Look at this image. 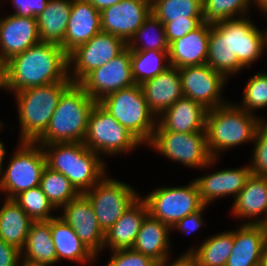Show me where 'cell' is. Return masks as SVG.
Returning <instances> with one entry per match:
<instances>
[{"label": "cell", "mask_w": 267, "mask_h": 266, "mask_svg": "<svg viewBox=\"0 0 267 266\" xmlns=\"http://www.w3.org/2000/svg\"><path fill=\"white\" fill-rule=\"evenodd\" d=\"M71 81L68 54L52 42H39L4 64L2 92L18 91L55 82Z\"/></svg>", "instance_id": "cell-1"}, {"label": "cell", "mask_w": 267, "mask_h": 266, "mask_svg": "<svg viewBox=\"0 0 267 266\" xmlns=\"http://www.w3.org/2000/svg\"><path fill=\"white\" fill-rule=\"evenodd\" d=\"M262 120L240 108L234 100L207 111L205 133L212 158H222L228 151L252 145Z\"/></svg>", "instance_id": "cell-2"}, {"label": "cell", "mask_w": 267, "mask_h": 266, "mask_svg": "<svg viewBox=\"0 0 267 266\" xmlns=\"http://www.w3.org/2000/svg\"><path fill=\"white\" fill-rule=\"evenodd\" d=\"M46 166L68 178L81 194L93 188L110 170L106 161L83 142L41 145Z\"/></svg>", "instance_id": "cell-3"}, {"label": "cell", "mask_w": 267, "mask_h": 266, "mask_svg": "<svg viewBox=\"0 0 267 266\" xmlns=\"http://www.w3.org/2000/svg\"><path fill=\"white\" fill-rule=\"evenodd\" d=\"M62 81L31 87L14 93L17 108L18 141L36 142L47 130L62 93L72 84ZM19 125V126H18Z\"/></svg>", "instance_id": "cell-4"}, {"label": "cell", "mask_w": 267, "mask_h": 266, "mask_svg": "<svg viewBox=\"0 0 267 266\" xmlns=\"http://www.w3.org/2000/svg\"><path fill=\"white\" fill-rule=\"evenodd\" d=\"M95 104L96 101L78 83H72L62 93L47 130L36 143L83 142Z\"/></svg>", "instance_id": "cell-5"}, {"label": "cell", "mask_w": 267, "mask_h": 266, "mask_svg": "<svg viewBox=\"0 0 267 266\" xmlns=\"http://www.w3.org/2000/svg\"><path fill=\"white\" fill-rule=\"evenodd\" d=\"M15 146L16 149H13L11 154L7 153L8 159L0 172V197L7 199H13L22 191L39 186L46 167L41 145L36 142L17 141Z\"/></svg>", "instance_id": "cell-6"}, {"label": "cell", "mask_w": 267, "mask_h": 266, "mask_svg": "<svg viewBox=\"0 0 267 266\" xmlns=\"http://www.w3.org/2000/svg\"><path fill=\"white\" fill-rule=\"evenodd\" d=\"M98 103L144 147L149 143L156 128L157 118L149 110L139 84L110 93Z\"/></svg>", "instance_id": "cell-7"}, {"label": "cell", "mask_w": 267, "mask_h": 266, "mask_svg": "<svg viewBox=\"0 0 267 266\" xmlns=\"http://www.w3.org/2000/svg\"><path fill=\"white\" fill-rule=\"evenodd\" d=\"M83 143L104 160L128 156L144 146L98 102L90 112Z\"/></svg>", "instance_id": "cell-8"}, {"label": "cell", "mask_w": 267, "mask_h": 266, "mask_svg": "<svg viewBox=\"0 0 267 266\" xmlns=\"http://www.w3.org/2000/svg\"><path fill=\"white\" fill-rule=\"evenodd\" d=\"M145 148L161 155L168 162L195 171H201L212 159L205 132L154 131Z\"/></svg>", "instance_id": "cell-9"}, {"label": "cell", "mask_w": 267, "mask_h": 266, "mask_svg": "<svg viewBox=\"0 0 267 266\" xmlns=\"http://www.w3.org/2000/svg\"><path fill=\"white\" fill-rule=\"evenodd\" d=\"M158 185L150 193H141L140 197L146 202L149 214L170 228L204 206L193 179L182 186Z\"/></svg>", "instance_id": "cell-10"}, {"label": "cell", "mask_w": 267, "mask_h": 266, "mask_svg": "<svg viewBox=\"0 0 267 266\" xmlns=\"http://www.w3.org/2000/svg\"><path fill=\"white\" fill-rule=\"evenodd\" d=\"M109 172L83 194L89 199L100 228L106 233L141 196L137 187L114 178Z\"/></svg>", "instance_id": "cell-11"}, {"label": "cell", "mask_w": 267, "mask_h": 266, "mask_svg": "<svg viewBox=\"0 0 267 266\" xmlns=\"http://www.w3.org/2000/svg\"><path fill=\"white\" fill-rule=\"evenodd\" d=\"M126 47L127 43L118 36L103 31L97 33L68 55L70 80L79 83L88 73L105 65Z\"/></svg>", "instance_id": "cell-12"}, {"label": "cell", "mask_w": 267, "mask_h": 266, "mask_svg": "<svg viewBox=\"0 0 267 266\" xmlns=\"http://www.w3.org/2000/svg\"><path fill=\"white\" fill-rule=\"evenodd\" d=\"M220 158H212L201 171L208 172L200 175L193 180L195 181L200 199L204 205L211 206L214 202L226 198L234 199L245 186L247 179L251 176V169L248 164L235 168H218ZM214 167V168H212ZM218 169H216V168ZM211 168V170H210ZM208 169V170H207ZM214 171H213V170ZM210 170V171H209Z\"/></svg>", "instance_id": "cell-13"}, {"label": "cell", "mask_w": 267, "mask_h": 266, "mask_svg": "<svg viewBox=\"0 0 267 266\" xmlns=\"http://www.w3.org/2000/svg\"><path fill=\"white\" fill-rule=\"evenodd\" d=\"M179 74L183 96L203 105L206 109H214L231 100L223 95L229 80L207 63L179 68Z\"/></svg>", "instance_id": "cell-14"}, {"label": "cell", "mask_w": 267, "mask_h": 266, "mask_svg": "<svg viewBox=\"0 0 267 266\" xmlns=\"http://www.w3.org/2000/svg\"><path fill=\"white\" fill-rule=\"evenodd\" d=\"M251 15L215 23L228 36L233 55L247 69H252L266 53L264 29L256 25Z\"/></svg>", "instance_id": "cell-15"}, {"label": "cell", "mask_w": 267, "mask_h": 266, "mask_svg": "<svg viewBox=\"0 0 267 266\" xmlns=\"http://www.w3.org/2000/svg\"><path fill=\"white\" fill-rule=\"evenodd\" d=\"M78 84L96 102L110 93L133 86L131 50L126 47L105 65L88 73Z\"/></svg>", "instance_id": "cell-16"}, {"label": "cell", "mask_w": 267, "mask_h": 266, "mask_svg": "<svg viewBox=\"0 0 267 266\" xmlns=\"http://www.w3.org/2000/svg\"><path fill=\"white\" fill-rule=\"evenodd\" d=\"M58 216L96 256L103 252L105 232L100 228L93 207L83 193L61 207Z\"/></svg>", "instance_id": "cell-17"}, {"label": "cell", "mask_w": 267, "mask_h": 266, "mask_svg": "<svg viewBox=\"0 0 267 266\" xmlns=\"http://www.w3.org/2000/svg\"><path fill=\"white\" fill-rule=\"evenodd\" d=\"M151 14V0H121L100 12L101 30L126 43Z\"/></svg>", "instance_id": "cell-18"}, {"label": "cell", "mask_w": 267, "mask_h": 266, "mask_svg": "<svg viewBox=\"0 0 267 266\" xmlns=\"http://www.w3.org/2000/svg\"><path fill=\"white\" fill-rule=\"evenodd\" d=\"M6 10L0 17V59L4 64L41 42L37 17H20Z\"/></svg>", "instance_id": "cell-19"}, {"label": "cell", "mask_w": 267, "mask_h": 266, "mask_svg": "<svg viewBox=\"0 0 267 266\" xmlns=\"http://www.w3.org/2000/svg\"><path fill=\"white\" fill-rule=\"evenodd\" d=\"M231 203L229 217L242 220L238 224H259L267 209V177L251 174Z\"/></svg>", "instance_id": "cell-20"}, {"label": "cell", "mask_w": 267, "mask_h": 266, "mask_svg": "<svg viewBox=\"0 0 267 266\" xmlns=\"http://www.w3.org/2000/svg\"><path fill=\"white\" fill-rule=\"evenodd\" d=\"M101 31L100 11L87 0H73L66 33L60 46L69 55Z\"/></svg>", "instance_id": "cell-21"}, {"label": "cell", "mask_w": 267, "mask_h": 266, "mask_svg": "<svg viewBox=\"0 0 267 266\" xmlns=\"http://www.w3.org/2000/svg\"><path fill=\"white\" fill-rule=\"evenodd\" d=\"M207 111L203 105L183 96L157 117L155 131L205 132Z\"/></svg>", "instance_id": "cell-22"}, {"label": "cell", "mask_w": 267, "mask_h": 266, "mask_svg": "<svg viewBox=\"0 0 267 266\" xmlns=\"http://www.w3.org/2000/svg\"><path fill=\"white\" fill-rule=\"evenodd\" d=\"M140 86L148 108L156 118L183 97L179 69L173 66Z\"/></svg>", "instance_id": "cell-23"}, {"label": "cell", "mask_w": 267, "mask_h": 266, "mask_svg": "<svg viewBox=\"0 0 267 266\" xmlns=\"http://www.w3.org/2000/svg\"><path fill=\"white\" fill-rule=\"evenodd\" d=\"M52 240L57 253V264L63 260L81 266L100 265L99 259L58 215L50 219Z\"/></svg>", "instance_id": "cell-24"}, {"label": "cell", "mask_w": 267, "mask_h": 266, "mask_svg": "<svg viewBox=\"0 0 267 266\" xmlns=\"http://www.w3.org/2000/svg\"><path fill=\"white\" fill-rule=\"evenodd\" d=\"M212 24L203 22L198 28L169 44L170 66L182 68L206 64Z\"/></svg>", "instance_id": "cell-25"}, {"label": "cell", "mask_w": 267, "mask_h": 266, "mask_svg": "<svg viewBox=\"0 0 267 266\" xmlns=\"http://www.w3.org/2000/svg\"><path fill=\"white\" fill-rule=\"evenodd\" d=\"M233 228V248L225 266H255L261 262L267 228L259 224H237Z\"/></svg>", "instance_id": "cell-26"}, {"label": "cell", "mask_w": 267, "mask_h": 266, "mask_svg": "<svg viewBox=\"0 0 267 266\" xmlns=\"http://www.w3.org/2000/svg\"><path fill=\"white\" fill-rule=\"evenodd\" d=\"M148 214V206L140 197L105 233L103 252L97 257H102L107 251L132 248L142 222Z\"/></svg>", "instance_id": "cell-27"}, {"label": "cell", "mask_w": 267, "mask_h": 266, "mask_svg": "<svg viewBox=\"0 0 267 266\" xmlns=\"http://www.w3.org/2000/svg\"><path fill=\"white\" fill-rule=\"evenodd\" d=\"M171 236L173 237L168 225L148 214L142 222L132 249L162 262L171 258L174 253L171 249L174 247Z\"/></svg>", "instance_id": "cell-28"}, {"label": "cell", "mask_w": 267, "mask_h": 266, "mask_svg": "<svg viewBox=\"0 0 267 266\" xmlns=\"http://www.w3.org/2000/svg\"><path fill=\"white\" fill-rule=\"evenodd\" d=\"M22 263L56 265L57 253L52 240L50 220L33 221L21 250Z\"/></svg>", "instance_id": "cell-29"}, {"label": "cell", "mask_w": 267, "mask_h": 266, "mask_svg": "<svg viewBox=\"0 0 267 266\" xmlns=\"http://www.w3.org/2000/svg\"><path fill=\"white\" fill-rule=\"evenodd\" d=\"M233 245V229H225L191 244L180 253H190L197 266H225Z\"/></svg>", "instance_id": "cell-30"}, {"label": "cell", "mask_w": 267, "mask_h": 266, "mask_svg": "<svg viewBox=\"0 0 267 266\" xmlns=\"http://www.w3.org/2000/svg\"><path fill=\"white\" fill-rule=\"evenodd\" d=\"M1 199V197H0ZM33 220L13 200H0V238L20 251L24 248Z\"/></svg>", "instance_id": "cell-31"}, {"label": "cell", "mask_w": 267, "mask_h": 266, "mask_svg": "<svg viewBox=\"0 0 267 266\" xmlns=\"http://www.w3.org/2000/svg\"><path fill=\"white\" fill-rule=\"evenodd\" d=\"M73 0H49L44 11L37 17L41 42L61 44L66 33Z\"/></svg>", "instance_id": "cell-32"}, {"label": "cell", "mask_w": 267, "mask_h": 266, "mask_svg": "<svg viewBox=\"0 0 267 266\" xmlns=\"http://www.w3.org/2000/svg\"><path fill=\"white\" fill-rule=\"evenodd\" d=\"M206 63L228 80L244 73L246 69L238 61L237 56L231 53L228 36L216 24L211 26Z\"/></svg>", "instance_id": "cell-33"}, {"label": "cell", "mask_w": 267, "mask_h": 266, "mask_svg": "<svg viewBox=\"0 0 267 266\" xmlns=\"http://www.w3.org/2000/svg\"><path fill=\"white\" fill-rule=\"evenodd\" d=\"M151 13L161 23L204 20L203 0H151Z\"/></svg>", "instance_id": "cell-34"}, {"label": "cell", "mask_w": 267, "mask_h": 266, "mask_svg": "<svg viewBox=\"0 0 267 266\" xmlns=\"http://www.w3.org/2000/svg\"><path fill=\"white\" fill-rule=\"evenodd\" d=\"M131 51H169L164 24L152 13L127 42Z\"/></svg>", "instance_id": "cell-35"}, {"label": "cell", "mask_w": 267, "mask_h": 266, "mask_svg": "<svg viewBox=\"0 0 267 266\" xmlns=\"http://www.w3.org/2000/svg\"><path fill=\"white\" fill-rule=\"evenodd\" d=\"M131 67L135 84L141 85L170 67L168 51H131Z\"/></svg>", "instance_id": "cell-36"}, {"label": "cell", "mask_w": 267, "mask_h": 266, "mask_svg": "<svg viewBox=\"0 0 267 266\" xmlns=\"http://www.w3.org/2000/svg\"><path fill=\"white\" fill-rule=\"evenodd\" d=\"M39 186L57 210L80 194L68 178L47 166L43 170Z\"/></svg>", "instance_id": "cell-37"}, {"label": "cell", "mask_w": 267, "mask_h": 266, "mask_svg": "<svg viewBox=\"0 0 267 266\" xmlns=\"http://www.w3.org/2000/svg\"><path fill=\"white\" fill-rule=\"evenodd\" d=\"M266 68L263 70L254 71V75L246 78L244 83L242 100L234 101L240 108L246 110L248 113L254 114L261 120H266V115L258 114V110L267 108V72Z\"/></svg>", "instance_id": "cell-38"}, {"label": "cell", "mask_w": 267, "mask_h": 266, "mask_svg": "<svg viewBox=\"0 0 267 266\" xmlns=\"http://www.w3.org/2000/svg\"><path fill=\"white\" fill-rule=\"evenodd\" d=\"M251 8L253 10L252 0H203L204 22L215 24L246 17L253 13Z\"/></svg>", "instance_id": "cell-39"}, {"label": "cell", "mask_w": 267, "mask_h": 266, "mask_svg": "<svg viewBox=\"0 0 267 266\" xmlns=\"http://www.w3.org/2000/svg\"><path fill=\"white\" fill-rule=\"evenodd\" d=\"M13 200L33 221H46L58 215V210L48 200L40 186L22 191Z\"/></svg>", "instance_id": "cell-40"}, {"label": "cell", "mask_w": 267, "mask_h": 266, "mask_svg": "<svg viewBox=\"0 0 267 266\" xmlns=\"http://www.w3.org/2000/svg\"><path fill=\"white\" fill-rule=\"evenodd\" d=\"M252 145L248 163L251 173L267 177V120L258 125Z\"/></svg>", "instance_id": "cell-41"}, {"label": "cell", "mask_w": 267, "mask_h": 266, "mask_svg": "<svg viewBox=\"0 0 267 266\" xmlns=\"http://www.w3.org/2000/svg\"><path fill=\"white\" fill-rule=\"evenodd\" d=\"M108 261L100 266H156L152 257L137 252L132 248L108 251Z\"/></svg>", "instance_id": "cell-42"}, {"label": "cell", "mask_w": 267, "mask_h": 266, "mask_svg": "<svg viewBox=\"0 0 267 266\" xmlns=\"http://www.w3.org/2000/svg\"><path fill=\"white\" fill-rule=\"evenodd\" d=\"M207 205H204L200 210L189 214L188 216L184 217L183 219L179 220L172 228L171 234L173 232H179L184 236L192 235L195 232L197 233L200 229L205 227L207 220H205V212L208 209Z\"/></svg>", "instance_id": "cell-43"}, {"label": "cell", "mask_w": 267, "mask_h": 266, "mask_svg": "<svg viewBox=\"0 0 267 266\" xmlns=\"http://www.w3.org/2000/svg\"><path fill=\"white\" fill-rule=\"evenodd\" d=\"M6 1L14 10L11 13L25 18L38 17L49 2V0H5V4Z\"/></svg>", "instance_id": "cell-44"}, {"label": "cell", "mask_w": 267, "mask_h": 266, "mask_svg": "<svg viewBox=\"0 0 267 266\" xmlns=\"http://www.w3.org/2000/svg\"><path fill=\"white\" fill-rule=\"evenodd\" d=\"M203 22L204 20H180L163 23L168 43L170 44L172 41L195 30Z\"/></svg>", "instance_id": "cell-45"}, {"label": "cell", "mask_w": 267, "mask_h": 266, "mask_svg": "<svg viewBox=\"0 0 267 266\" xmlns=\"http://www.w3.org/2000/svg\"><path fill=\"white\" fill-rule=\"evenodd\" d=\"M21 251L0 238V266H21Z\"/></svg>", "instance_id": "cell-46"}, {"label": "cell", "mask_w": 267, "mask_h": 266, "mask_svg": "<svg viewBox=\"0 0 267 266\" xmlns=\"http://www.w3.org/2000/svg\"><path fill=\"white\" fill-rule=\"evenodd\" d=\"M172 258L157 262L156 266H197L195 259L190 253H181L177 258H174V256Z\"/></svg>", "instance_id": "cell-47"}, {"label": "cell", "mask_w": 267, "mask_h": 266, "mask_svg": "<svg viewBox=\"0 0 267 266\" xmlns=\"http://www.w3.org/2000/svg\"><path fill=\"white\" fill-rule=\"evenodd\" d=\"M5 125H7V124L1 120L0 121V133L5 131V127H6ZM1 140H3V139L0 138V172H1L2 166L4 165L7 152H9V151H6L7 147L5 146V143H3V141H1Z\"/></svg>", "instance_id": "cell-48"}, {"label": "cell", "mask_w": 267, "mask_h": 266, "mask_svg": "<svg viewBox=\"0 0 267 266\" xmlns=\"http://www.w3.org/2000/svg\"><path fill=\"white\" fill-rule=\"evenodd\" d=\"M91 3L98 11H102L104 8L110 7L117 4L121 0H87Z\"/></svg>", "instance_id": "cell-49"}, {"label": "cell", "mask_w": 267, "mask_h": 266, "mask_svg": "<svg viewBox=\"0 0 267 266\" xmlns=\"http://www.w3.org/2000/svg\"><path fill=\"white\" fill-rule=\"evenodd\" d=\"M252 5L254 10L256 11L259 16L261 17V15L266 14L267 13V0H252Z\"/></svg>", "instance_id": "cell-50"}, {"label": "cell", "mask_w": 267, "mask_h": 266, "mask_svg": "<svg viewBox=\"0 0 267 266\" xmlns=\"http://www.w3.org/2000/svg\"><path fill=\"white\" fill-rule=\"evenodd\" d=\"M261 262L267 266V237L264 241L263 247H262V256H261Z\"/></svg>", "instance_id": "cell-51"}, {"label": "cell", "mask_w": 267, "mask_h": 266, "mask_svg": "<svg viewBox=\"0 0 267 266\" xmlns=\"http://www.w3.org/2000/svg\"><path fill=\"white\" fill-rule=\"evenodd\" d=\"M4 86V63L0 59V90H3Z\"/></svg>", "instance_id": "cell-52"}, {"label": "cell", "mask_w": 267, "mask_h": 266, "mask_svg": "<svg viewBox=\"0 0 267 266\" xmlns=\"http://www.w3.org/2000/svg\"><path fill=\"white\" fill-rule=\"evenodd\" d=\"M259 225L267 228V209H266V212L264 214L263 220L259 223Z\"/></svg>", "instance_id": "cell-53"}, {"label": "cell", "mask_w": 267, "mask_h": 266, "mask_svg": "<svg viewBox=\"0 0 267 266\" xmlns=\"http://www.w3.org/2000/svg\"><path fill=\"white\" fill-rule=\"evenodd\" d=\"M261 16H263L265 18V21L267 20V13L263 14ZM264 33H265V48H266V52H267V27H266V29L264 28Z\"/></svg>", "instance_id": "cell-54"}, {"label": "cell", "mask_w": 267, "mask_h": 266, "mask_svg": "<svg viewBox=\"0 0 267 266\" xmlns=\"http://www.w3.org/2000/svg\"><path fill=\"white\" fill-rule=\"evenodd\" d=\"M21 266H54V265H33L29 263H21Z\"/></svg>", "instance_id": "cell-55"}, {"label": "cell", "mask_w": 267, "mask_h": 266, "mask_svg": "<svg viewBox=\"0 0 267 266\" xmlns=\"http://www.w3.org/2000/svg\"><path fill=\"white\" fill-rule=\"evenodd\" d=\"M4 2H5V0H0V10L2 9V8H1V7H2L1 5L4 4ZM1 3H2V4H1ZM0 12H1V11H0ZM1 15H2V14L0 13V16H1Z\"/></svg>", "instance_id": "cell-56"}, {"label": "cell", "mask_w": 267, "mask_h": 266, "mask_svg": "<svg viewBox=\"0 0 267 266\" xmlns=\"http://www.w3.org/2000/svg\"><path fill=\"white\" fill-rule=\"evenodd\" d=\"M255 266H266V265H264L262 262H260V263L256 264Z\"/></svg>", "instance_id": "cell-57"}]
</instances>
